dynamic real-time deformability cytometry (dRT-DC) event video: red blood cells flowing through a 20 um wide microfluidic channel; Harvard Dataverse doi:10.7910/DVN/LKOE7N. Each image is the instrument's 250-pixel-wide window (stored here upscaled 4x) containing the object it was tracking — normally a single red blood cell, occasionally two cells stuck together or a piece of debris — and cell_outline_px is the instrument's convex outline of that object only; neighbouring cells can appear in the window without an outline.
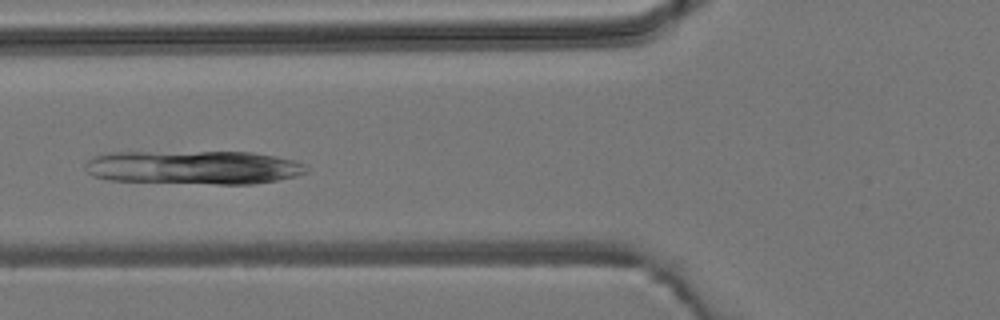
{"species": "common noctule bat (a hibernating species)", "species_latin": "Nyctalus noctula", "temperature_condition": "room temperature", "stored_images_in_passage": 5, "camera_frame_rate_fps": 3000, "um_per_image_px": 0.085, "animal": {"sex": "male", "body_mass_g": 19.2, "forearm_length_mm": 51.8}, "frame": {"image": 1, "passage_image": 5, "time_ms": 5.667, "image_size_px": [1000, 320], "cell_outline_px": [[308, 172], [296, 176], [276, 180], [252, 184], [216, 184], [108, 180], [92, 176], [84, 168], [84, 164], [92, 156], [108, 152], [252, 152], [292, 160], [304, 164], [308, 168]], "centroid_in_image_um": [16.41, 14.23], "position_along_channel_um": 109.4, "area_um2": 43.64}}